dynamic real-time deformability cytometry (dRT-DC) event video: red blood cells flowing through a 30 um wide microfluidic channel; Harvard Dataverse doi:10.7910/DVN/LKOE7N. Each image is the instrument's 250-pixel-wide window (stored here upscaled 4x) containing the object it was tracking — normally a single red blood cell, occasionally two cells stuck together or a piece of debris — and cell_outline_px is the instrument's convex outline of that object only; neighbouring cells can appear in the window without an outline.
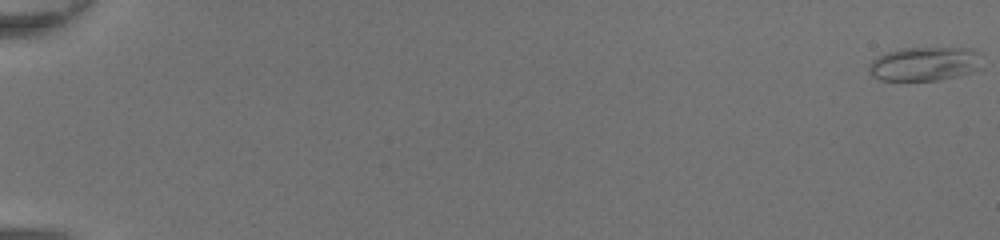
{"species": "common noctule bat (a hibernating species)", "species_latin": "Nyctalus noctula", "temperature_condition": "room temperature", "stored_images_in_passage": 50, "camera_frame_rate_fps": 3000, "um_per_image_px": 0.085, "animal": {"sex": "female", "body_mass_g": 20.0, "forearm_length_mm": 54.0}, "frame": {"image": 1, "passage_image": 1, "time_ms": 0.0, "image_size_px": [1000, 240], "cell_outline_px": [[984, 68], [972, 72], [956, 76], [936, 80], [880, 80], [872, 76], [868, 72], [868, 68], [872, 60], [888, 52], [900, 48], [972, 48], [980, 52]], "centroid_in_image_um": [78.66, 5.42], "position_along_channel_um": 6.3, "area_um2": 22.66}}
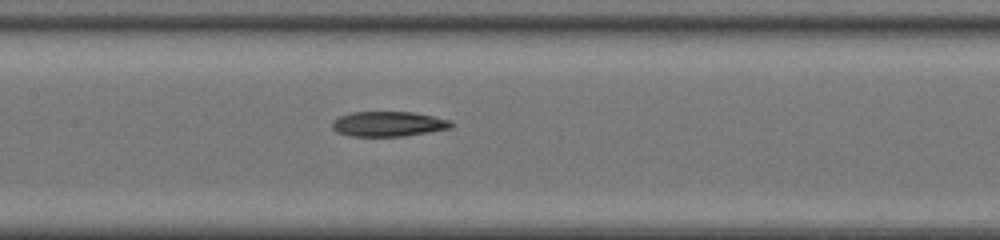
{"frame": {"image": 2, "passage_image": 27, "time_ms": 8.667, "image_size_px": [1000, 240], "cell_outline_px": [[456, 124], [452, 128], [404, 136], [352, 136], [336, 132], [332, 128], [332, 120], [340, 116], [352, 112], [412, 112], [452, 120]], "centroid_in_image_um": [33.04, 10.53], "position_along_channel_um": 174.4, "area_um2": 17.46}}
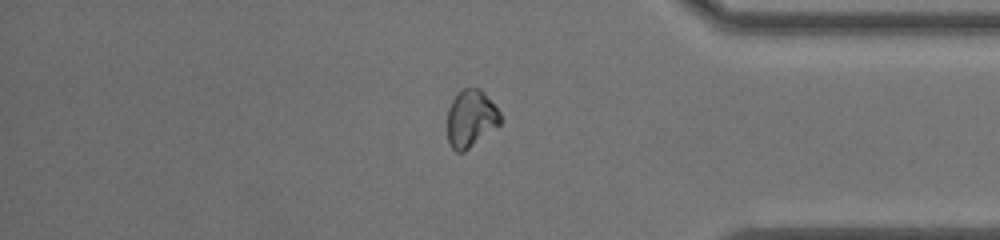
{"frame": {"image": 3, "passage_image": 43, "time_ms": 14.0, "image_size_px": [1000, 240], "cell_outline_px": [[500, 124], [464, 152], [456, 152], [448, 144], [448, 108], [452, 100], [464, 88], [480, 88], [484, 92], [500, 112]], "centroid_in_image_um": [40.01, 10.09], "position_along_channel_um": 395.2, "area_um2": 17.51}}